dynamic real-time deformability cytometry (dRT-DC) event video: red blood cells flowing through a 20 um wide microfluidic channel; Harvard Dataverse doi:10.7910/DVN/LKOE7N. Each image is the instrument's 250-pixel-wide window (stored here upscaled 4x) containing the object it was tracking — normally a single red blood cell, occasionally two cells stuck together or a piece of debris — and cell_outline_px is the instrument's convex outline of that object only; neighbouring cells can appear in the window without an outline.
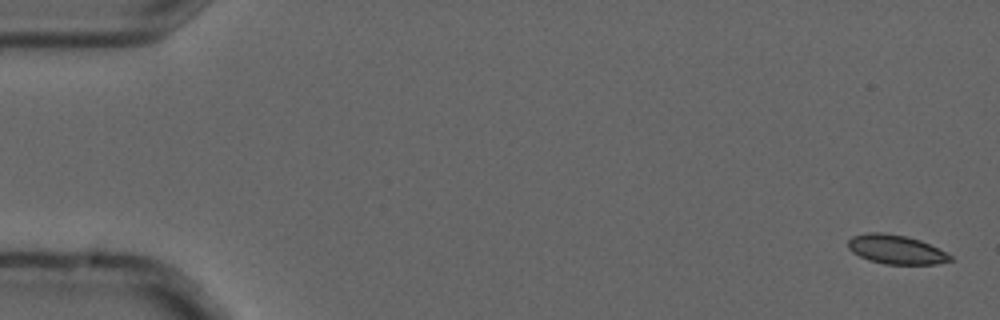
{"species": "common noctule bat (a hibernating species)", "species_latin": "Nyctalus noctula", "temperature_condition": "cold", "stored_images_in_passage": 6, "camera_frame_rate_fps": 3000, "um_per_image_px": 0.085, "animal": {"sex": "male", "forearm_length_mm": 52.5}, "frame": {"image": 1, "passage_image": 1, "time_ms": 0.0, "image_size_px": [1000, 320], "cell_outline_px": [[952, 260], [936, 264], [884, 264], [868, 260], [852, 252], [848, 248], [848, 240], [852, 236], [868, 232], [880, 232], [904, 236], [920, 240], [952, 256]], "centroid_in_image_um": [76.11, 21.21], "position_along_channel_um": 8.9, "area_um2": 17.11}}
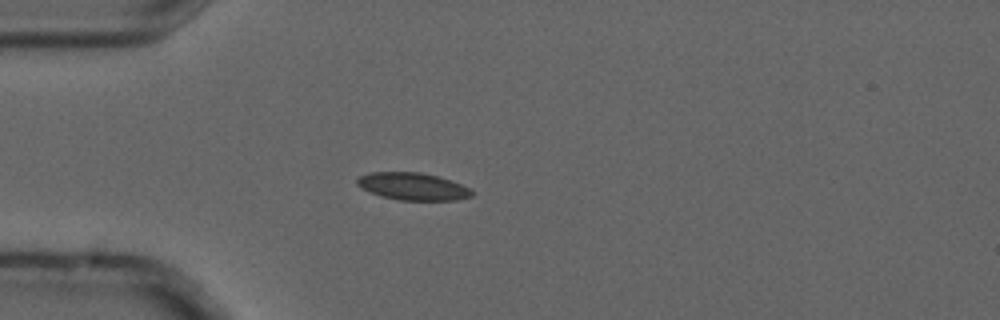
{"frame": {"image": 2, "passage_image": 5, "time_ms": 1.333, "image_size_px": [1000, 320], "cell_outline_px": [[472, 196], [456, 200], [396, 200], [380, 196], [356, 184], [356, 180], [360, 176], [368, 172], [420, 172], [436, 176], [460, 184], [468, 188], [472, 192]], "centroid_in_image_um": [35.05, 15.85], "position_along_channel_um": 49.9, "area_um2": 18.03}}